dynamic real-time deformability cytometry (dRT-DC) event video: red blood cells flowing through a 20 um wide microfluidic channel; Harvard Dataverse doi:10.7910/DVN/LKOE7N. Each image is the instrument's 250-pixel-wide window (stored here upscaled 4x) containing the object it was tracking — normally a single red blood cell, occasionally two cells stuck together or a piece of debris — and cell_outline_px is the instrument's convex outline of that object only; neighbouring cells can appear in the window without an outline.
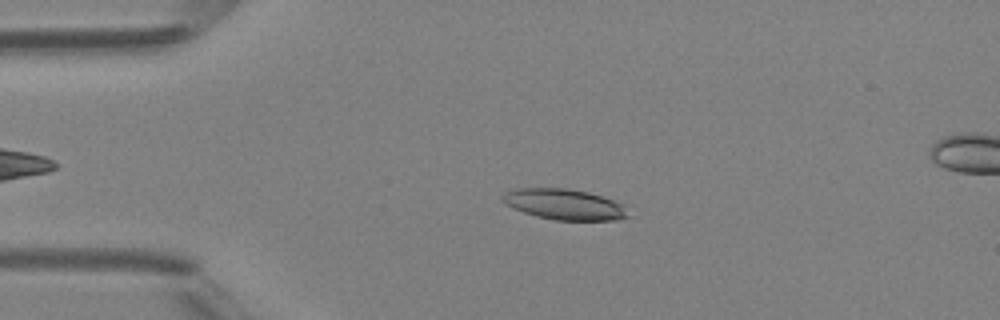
{"species": "Egyptian fruit bat (a non-hibernating species)", "species_latin": "Rousettus aegyptiacus", "temperature_condition": "room temperature", "stored_images_in_passage": 26, "camera_frame_rate_fps": 3000, "um_per_image_px": 0.085, "animal": {"sex": "female"}, "frame": {"image": 1, "passage_image": 10, "time_ms": 3.0, "image_size_px": [1000, 320], "cell_outline_px": [[628, 216], [616, 220], [556, 220], [536, 216], [512, 208], [504, 204], [500, 200], [504, 192], [516, 188], [568, 188], [588, 192], [624, 204]], "centroid_in_image_um": [47.91, 17.36], "position_along_channel_um": 37.1, "area_um2": 22.48}}
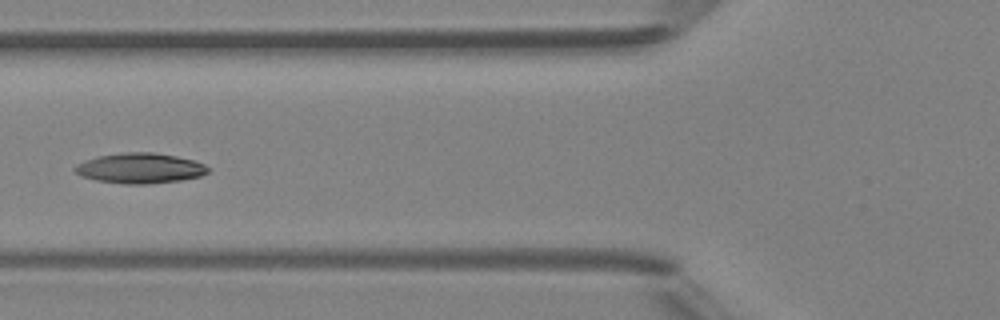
{"frame": {"image": 2, "passage_image": 18, "time_ms": 5.667, "image_size_px": [1000, 320], "cell_outline_px": [[208, 172], [200, 176], [180, 180], [144, 184], [128, 184], [96, 180], [80, 176], [72, 168], [76, 164], [84, 160], [100, 156], [124, 152], [152, 152], [176, 156], [196, 160], [204, 164], [208, 168]], "centroid_in_image_um": [11.88, 14.29], "position_along_channel_um": 113.9, "area_um2": 23.41}}
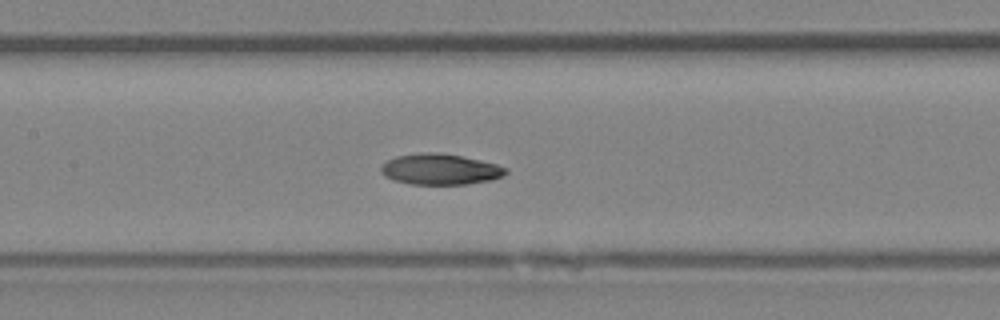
{"frame": {"image": 3, "passage_image": 22, "time_ms": 7.0, "image_size_px": [1000, 320], "cell_outline_px": [[508, 172], [504, 176], [492, 180], [468, 184], [412, 184], [396, 180], [384, 176], [380, 172], [380, 164], [396, 156], [424, 152], [432, 152], [460, 156], [480, 160], [496, 164], [508, 168]], "centroid_in_image_um": [37.42, 14.39], "position_along_channel_um": 170.0, "area_um2": 22.43}}